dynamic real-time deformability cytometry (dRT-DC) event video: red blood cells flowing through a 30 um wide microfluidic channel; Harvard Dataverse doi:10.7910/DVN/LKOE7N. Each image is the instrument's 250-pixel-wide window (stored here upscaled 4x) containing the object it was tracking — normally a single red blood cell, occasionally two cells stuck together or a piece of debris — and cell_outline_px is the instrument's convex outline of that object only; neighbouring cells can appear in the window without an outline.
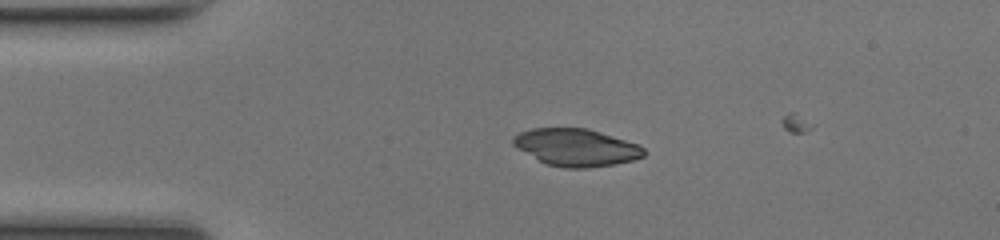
{"species": "common noctule bat (a hibernating species)", "species_latin": "Nyctalus noctula", "temperature_condition": "room temperature", "stored_images_in_passage": 14, "camera_frame_rate_fps": 3000, "um_per_image_px": 0.085, "animal": {"sex": "female", "body_mass_g": 17.0, "forearm_length_mm": 48.0}, "frame": {"image": 1, "passage_image": 10, "time_ms": 3.0, "image_size_px": [1000, 240], "cell_outline_px": [[644, 156], [632, 160], [616, 164], [588, 168], [564, 168], [548, 164], [540, 160], [512, 144], [512, 136], [520, 132], [532, 128], [588, 128], [640, 144], [644, 148]], "centroid_in_image_um": [49.01, 12.52], "position_along_channel_um": 36.0, "area_um2": 28.32}}